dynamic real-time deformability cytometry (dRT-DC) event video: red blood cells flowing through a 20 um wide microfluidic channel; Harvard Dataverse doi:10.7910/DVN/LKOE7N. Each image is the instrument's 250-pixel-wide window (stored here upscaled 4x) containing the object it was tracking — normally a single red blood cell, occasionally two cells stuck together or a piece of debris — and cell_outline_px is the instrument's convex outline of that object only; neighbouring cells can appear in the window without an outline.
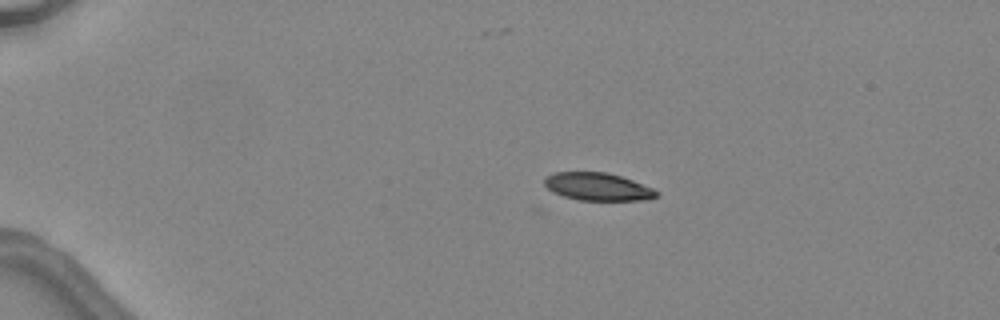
{"species": "common noctule bat (a hibernating species)", "species_latin": "Nyctalus noctula", "temperature_condition": "warm", "stored_images_in_passage": 4, "camera_frame_rate_fps": 3000, "um_per_image_px": 0.085, "animal": {"sex": "female", "body_mass_g": 24.6, "forearm_length_mm": 56.2}, "frame": {"image": 1, "passage_image": 2, "time_ms": 1.0, "image_size_px": [1000, 320], "cell_outline_px": [[660, 196], [648, 200], [576, 200], [552, 192], [544, 184], [544, 176], [556, 172], [604, 172], [620, 176], [632, 180], [652, 188], [660, 192]], "centroid_in_image_um": [50.81, 15.88], "position_along_channel_um": 34.2, "area_um2": 18.21}}
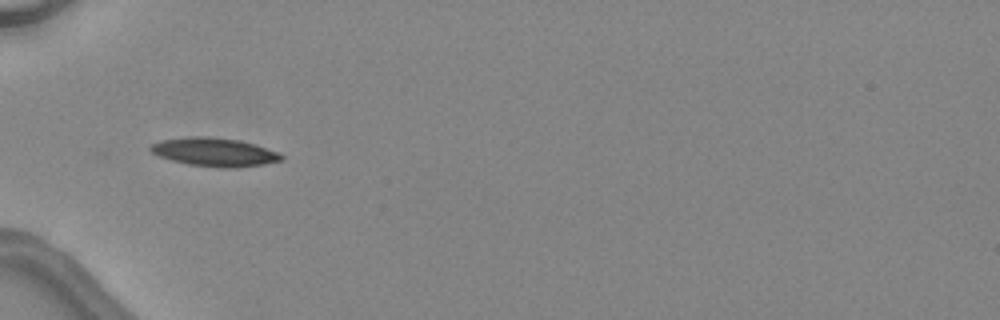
{"frame": {"image": 2, "passage_image": 4, "time_ms": 3.333, "image_size_px": [1000, 320], "cell_outline_px": [[284, 160], [264, 164], [236, 168], [220, 168], [188, 164], [172, 160], [160, 156], [152, 152], [148, 148], [152, 144], [160, 140], [192, 136], [208, 136], [240, 140], [280, 152], [284, 156]], "centroid_in_image_um": [18.26, 12.93], "position_along_channel_um": 66.7, "area_um2": 21.85}}